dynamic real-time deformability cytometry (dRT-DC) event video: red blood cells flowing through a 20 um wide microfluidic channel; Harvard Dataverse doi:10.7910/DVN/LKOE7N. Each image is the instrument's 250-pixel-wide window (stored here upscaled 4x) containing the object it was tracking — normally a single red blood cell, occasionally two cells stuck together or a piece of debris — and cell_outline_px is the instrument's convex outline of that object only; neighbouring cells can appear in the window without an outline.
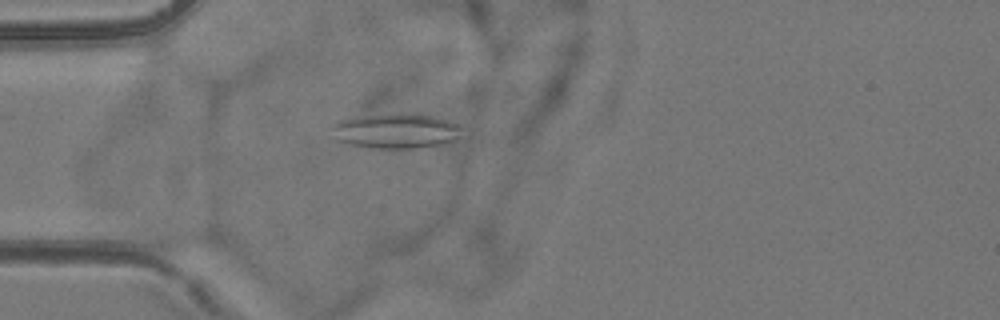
{"species": "common noctule bat (a hibernating species)", "species_latin": "Nyctalus noctula", "temperature_condition": "room temperature", "stored_images_in_passage": 40, "camera_frame_rate_fps": 3000, "um_per_image_px": 0.085, "animal": {"sex": "female", "body_mass_g": 24.6, "forearm_length_mm": 56.2}, "frame": {"image": 1, "passage_image": 1, "time_ms": 0.0, "image_size_px": [1000, 320], "cell_outline_px": [[460, 136], [452, 140], [440, 144], [416, 148], [372, 148], [352, 144], [336, 140], [328, 128], [336, 120], [356, 116], [392, 112], [416, 112], [448, 120], [460, 124]], "centroid_in_image_um": [33.57, 11.08], "position_along_channel_um": 51.4, "area_um2": 27.22}}
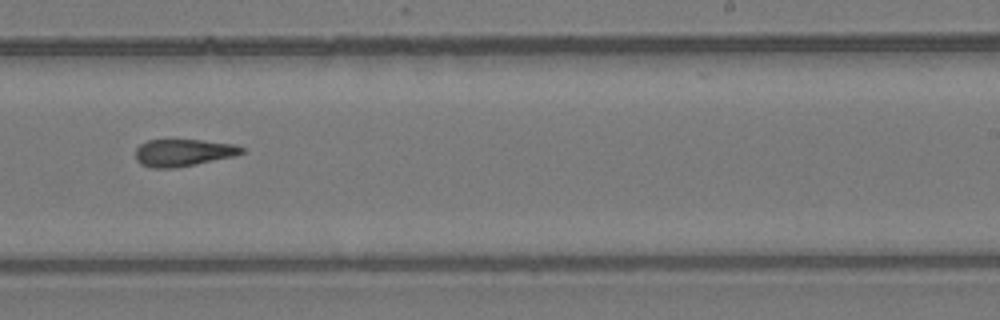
{"frame": {"image": 2, "passage_image": 19, "time_ms": 6.0, "image_size_px": [1000, 320], "cell_outline_px": [[244, 152], [236, 156], [176, 168], [152, 168], [140, 164], [136, 160], [136, 148], [140, 144], [148, 140], [200, 140], [236, 144], [244, 148]], "centroid_in_image_um": [15.59, 12.98], "position_along_channel_um": 273.4, "area_um2": 16.94}}
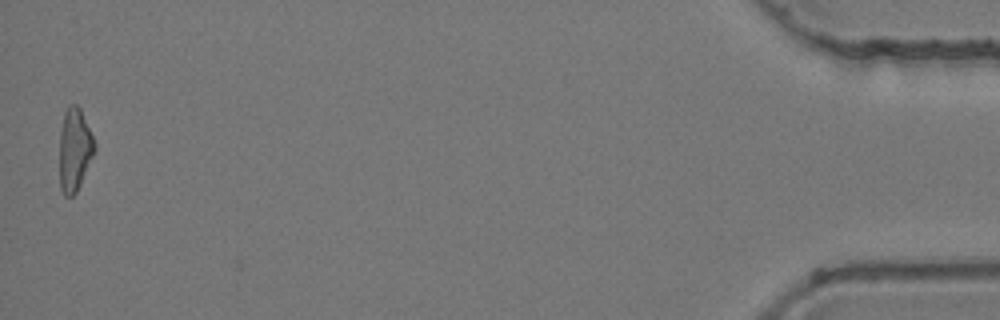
{"frame": {"image": 3, "passage_image": 39, "time_ms": 12.667, "image_size_px": [1000, 320], "cell_outline_px": [[96, 148], [80, 184], [76, 192], [72, 196], [64, 196], [60, 188], [60, 132], [64, 112], [68, 104], [76, 104], [80, 108], [96, 144]], "centroid_in_image_um": [6.33, 12.7], "position_along_channel_um": 428.9, "area_um2": 16.82}, "authors_computed_cell_mechanics": {"area_um2": 16.9354, "velocity_mm_per_s": 3.8213, "shape_relaxation_time_tau1_ms": null, "shape_relaxation_time_tau2_ms": 3.82, "deformation_change_tau1": null, "deformation_change_tau2": 0.136}}